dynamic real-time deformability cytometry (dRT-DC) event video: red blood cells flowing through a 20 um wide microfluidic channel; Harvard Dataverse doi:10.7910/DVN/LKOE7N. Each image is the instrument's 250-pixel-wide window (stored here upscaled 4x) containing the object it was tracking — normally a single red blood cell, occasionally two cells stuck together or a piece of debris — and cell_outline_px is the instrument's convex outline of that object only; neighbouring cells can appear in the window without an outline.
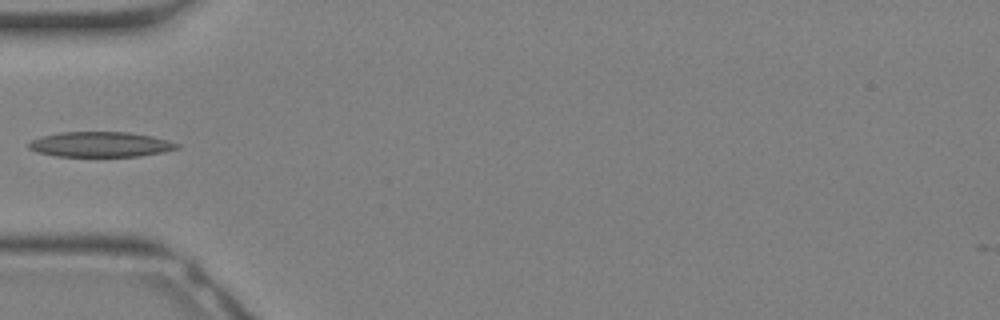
{"species": "Egyptian fruit bat (a non-hibernating species)", "species_latin": "Rousettus aegyptiacus", "temperature_condition": "warm", "stored_images_in_passage": 8, "camera_frame_rate_fps": 3000, "um_per_image_px": 0.085, "animal": {"sex": "female"}, "frame": {"image": 1, "passage_image": 1, "time_ms": 0.0, "image_size_px": [1000, 320], "cell_outline_px": [[180, 148], [164, 152], [140, 156], [56, 156], [36, 152], [28, 148], [28, 144], [32, 140], [44, 136], [60, 132], [128, 132], [152, 136], [168, 140], [180, 144]], "centroid_in_image_um": [8.57, 12.27], "position_along_channel_um": 76.4, "area_um2": 21.73}}
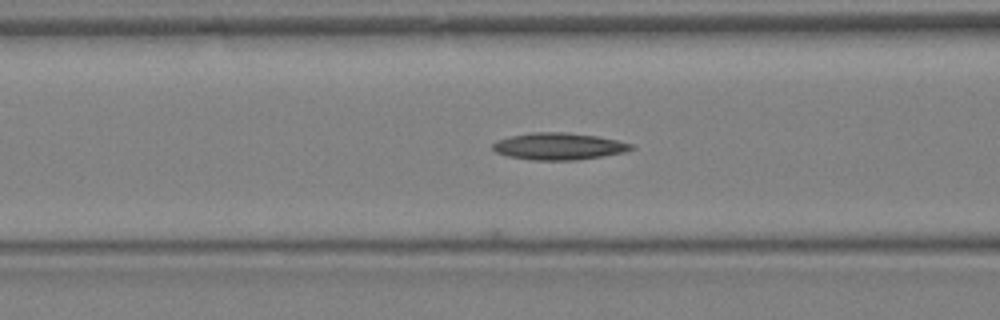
{"frame": {"image": 2, "passage_image": 3, "time_ms": 0.667, "image_size_px": [1000, 320], "cell_outline_px": [[636, 148], [624, 152], [576, 160], [532, 160], [508, 156], [496, 152], [492, 148], [492, 144], [496, 140], [512, 136], [532, 132], [568, 132], [596, 136], [616, 140], [632, 144]], "centroid_in_image_um": [47.47, 12.43], "position_along_channel_um": 119.1, "area_um2": 21.62}}
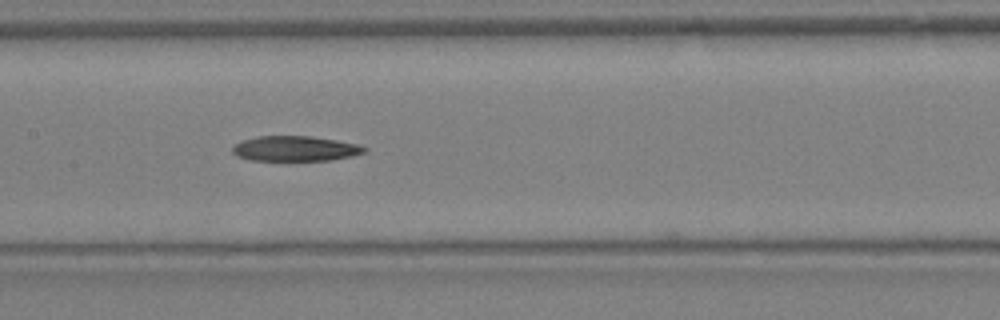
{"frame": {"image": 3, "passage_image": 6, "time_ms": 1.667, "image_size_px": [1000, 320], "cell_outline_px": [[368, 152], [352, 156], [328, 160], [248, 160], [236, 156], [232, 152], [232, 148], [240, 140], [256, 136], [312, 136], [336, 140], [356, 144], [368, 148]], "centroid_in_image_um": [25.07, 12.62], "position_along_channel_um": 182.3, "area_um2": 19.42}}